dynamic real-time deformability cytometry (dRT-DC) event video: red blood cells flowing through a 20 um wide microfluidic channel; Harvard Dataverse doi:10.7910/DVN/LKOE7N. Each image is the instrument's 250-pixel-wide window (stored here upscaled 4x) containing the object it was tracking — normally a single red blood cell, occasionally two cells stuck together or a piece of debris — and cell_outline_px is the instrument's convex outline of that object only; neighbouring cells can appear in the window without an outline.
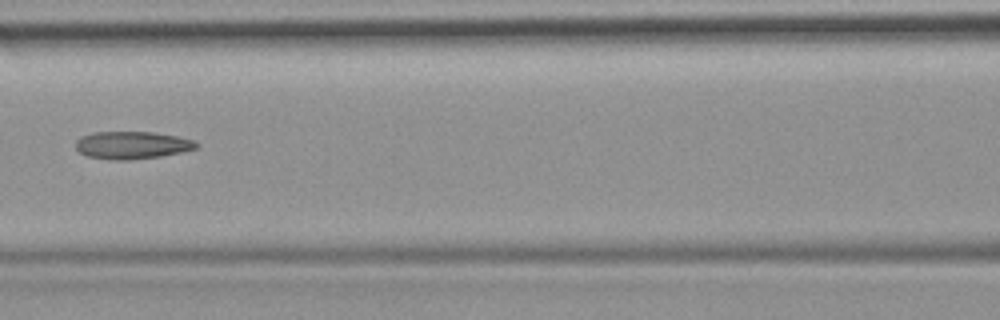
{"species": "common noctule bat (a hibernating species)", "species_latin": "Nyctalus noctula", "temperature_condition": "room temperature", "stored_images_in_passage": 8, "camera_frame_rate_fps": 3000, "um_per_image_px": 0.085, "animal": {"sex": "female", "body_mass_g": 19.9}, "frame": {"image": 1, "passage_image": 7, "time_ms": 6.667, "image_size_px": [1000, 320], "cell_outline_px": [[200, 144], [196, 148], [180, 152], [160, 156], [128, 160], [108, 160], [88, 156], [80, 152], [76, 148], [76, 140], [80, 136], [92, 132], [152, 132], [176, 136], [196, 140]], "centroid_in_image_um": [11.21, 12.33], "position_along_channel_um": 155.4, "area_um2": 19.42}}
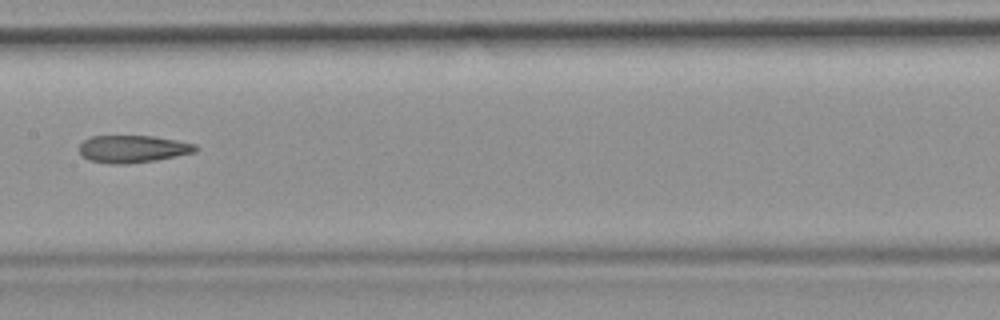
{"frame": {"image": 2, "passage_image": 8, "time_ms": 7.667, "image_size_px": [1000, 320], "cell_outline_px": [[196, 152], [156, 160], [128, 164], [112, 164], [88, 160], [80, 152], [80, 144], [84, 140], [92, 136], [156, 136], [196, 144]], "centroid_in_image_um": [11.29, 12.66], "position_along_channel_um": 196.1, "area_um2": 18.5}}